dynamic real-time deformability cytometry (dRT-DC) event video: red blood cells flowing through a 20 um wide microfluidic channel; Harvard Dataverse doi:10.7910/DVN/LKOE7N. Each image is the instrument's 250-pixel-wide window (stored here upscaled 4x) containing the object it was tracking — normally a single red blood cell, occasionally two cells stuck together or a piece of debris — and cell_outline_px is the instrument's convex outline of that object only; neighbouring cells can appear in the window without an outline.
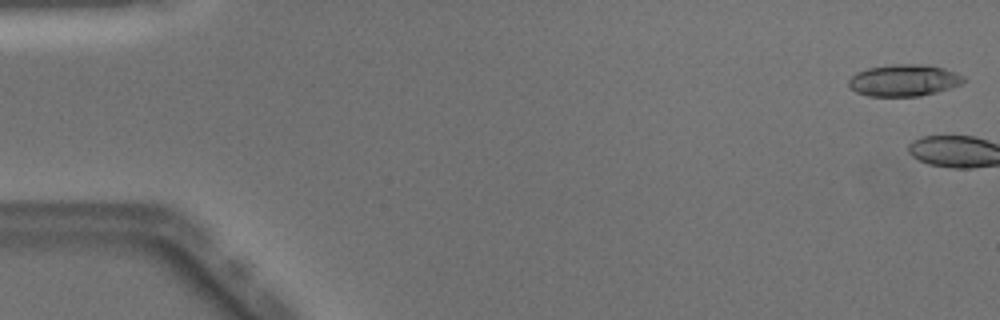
{"species": "Egyptian fruit bat (a non-hibernating species)", "species_latin": "Rousettus aegyptiacus", "temperature_condition": "warm", "stored_images_in_passage": 3, "camera_frame_rate_fps": 3000, "um_per_image_px": 0.085, "animal": {"sex": "male"}, "frame": {"image": 1, "passage_image": 1, "time_ms": 0.0, "image_size_px": [1000, 320], "cell_outline_px": [[964, 80], [960, 84], [936, 92], [920, 96], [868, 96], [856, 92], [848, 88], [848, 80], [852, 76], [868, 68], [892, 64], [928, 64], [944, 68], [956, 72], [964, 76]], "centroid_in_image_um": [76.82, 6.82], "position_along_channel_um": 8.2, "area_um2": 21.27}}